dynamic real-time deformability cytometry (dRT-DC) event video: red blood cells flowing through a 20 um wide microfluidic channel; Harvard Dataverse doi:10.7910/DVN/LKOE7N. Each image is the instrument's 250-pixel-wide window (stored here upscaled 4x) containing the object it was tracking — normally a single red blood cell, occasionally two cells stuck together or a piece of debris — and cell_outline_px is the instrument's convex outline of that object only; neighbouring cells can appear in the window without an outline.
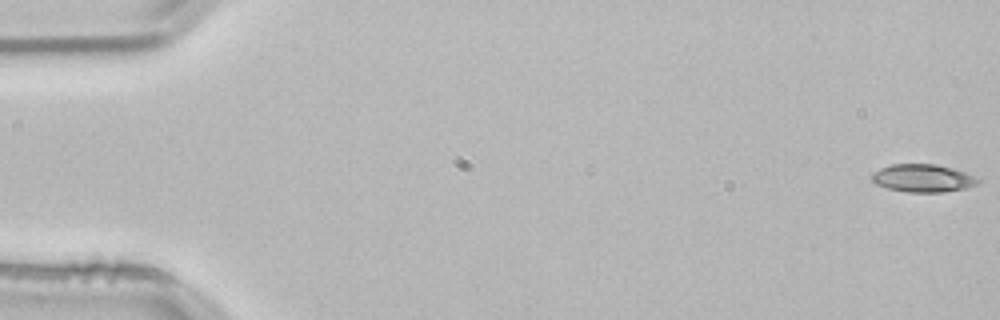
{"species": "common noctule bat (a hibernating species)", "species_latin": "Nyctalus noctula", "temperature_condition": "room temperature", "stored_images_in_passage": 53, "camera_frame_rate_fps": 3000, "um_per_image_px": 0.085, "animal": {"sex": "male", "body_mass_g": 21.5, "forearm_length_mm": 52.0}, "frame": {"image": 1, "passage_image": 1, "time_ms": 0.0, "image_size_px": [1000, 320], "cell_outline_px": [[980, 180], [976, 184], [968, 188], [944, 192], [908, 192], [888, 188], [876, 184], [872, 180], [872, 172], [880, 168], [892, 164], [936, 164], [952, 168], [976, 176]], "centroid_in_image_um": [78.45, 15.14], "position_along_channel_um": 6.5, "area_um2": 17.22}}
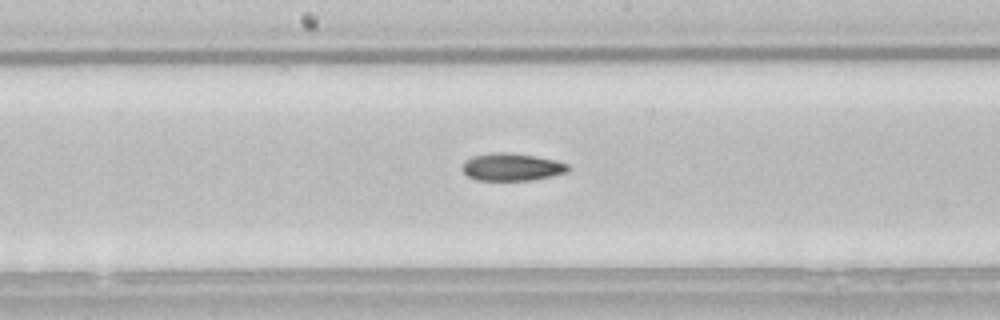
{"frame": {"image": 2, "passage_image": 28, "time_ms": 9.0, "image_size_px": [1000, 320], "cell_outline_px": [[572, 168], [568, 172], [552, 176], [532, 180], [476, 180], [468, 176], [464, 172], [464, 160], [472, 156], [496, 152], [504, 152], [532, 156], [556, 160], [568, 164]], "centroid_in_image_um": [43.54, 14.2], "position_along_channel_um": 204.7, "area_um2": 16.88}}
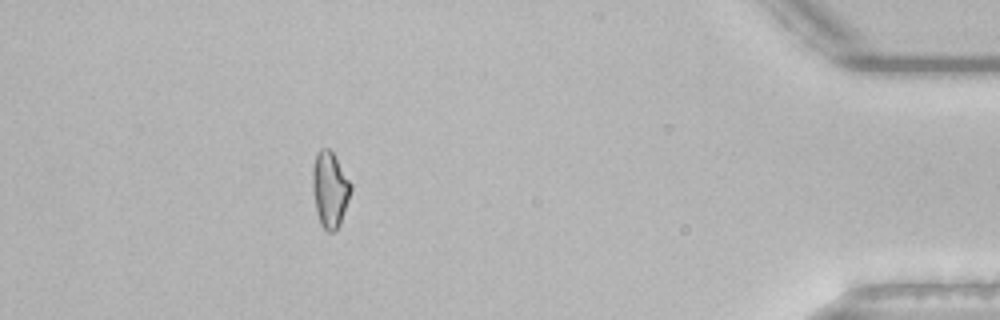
{"frame": {"image": 3, "passage_image": 48, "time_ms": 15.667, "image_size_px": [1000, 320], "cell_outline_px": [[352, 188], [340, 224], [332, 232], [328, 232], [320, 224], [316, 212], [312, 188], [312, 168], [316, 152], [320, 148], [328, 148], [332, 152], [352, 184]], "centroid_in_image_um": [28.02, 16.08], "position_along_channel_um": 407.2, "area_um2": 16.88}}